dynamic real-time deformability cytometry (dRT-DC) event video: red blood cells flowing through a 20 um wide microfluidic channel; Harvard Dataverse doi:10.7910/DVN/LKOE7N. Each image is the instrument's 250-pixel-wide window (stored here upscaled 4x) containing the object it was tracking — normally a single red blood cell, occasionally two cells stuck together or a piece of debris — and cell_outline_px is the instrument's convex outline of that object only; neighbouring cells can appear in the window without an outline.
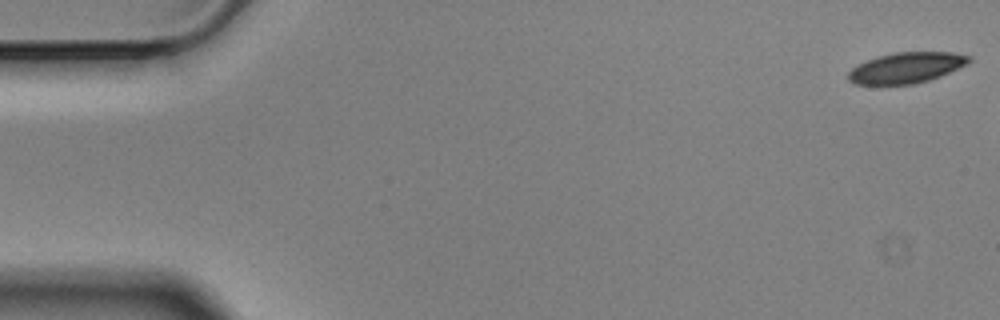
{"species": "Egyptian fruit bat (a non-hibernating species)", "species_latin": "Rousettus aegyptiacus", "temperature_condition": "cold", "stored_images_in_passage": 50, "camera_frame_rate_fps": 3000, "um_per_image_px": 0.085, "animal": {"sex": "male"}, "frame": {"image": 1, "passage_image": 1, "time_ms": 0.0, "image_size_px": [1000, 320], "cell_outline_px": [[972, 60], [968, 64], [940, 76], [916, 84], [856, 84], [848, 80], [848, 72], [852, 68], [868, 60], [880, 56], [896, 52], [952, 52], [972, 56]], "centroid_in_image_um": [77.09, 5.75], "position_along_channel_um": 7.9, "area_um2": 21.44}}
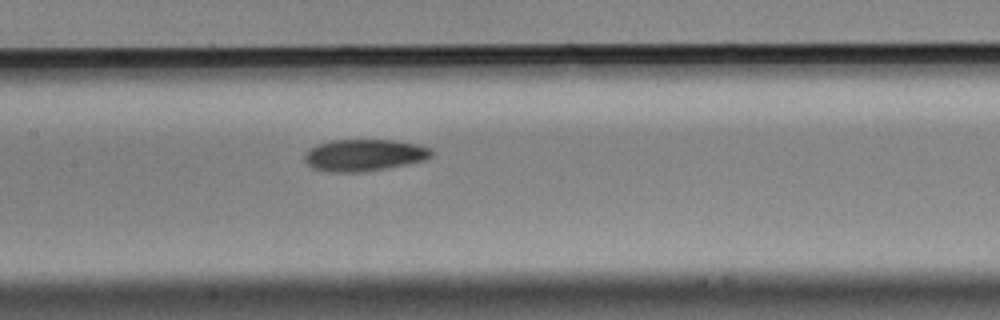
{"frame": {"image": 2, "passage_image": 27, "time_ms": 8.667, "image_size_px": [1000, 320], "cell_outline_px": [[432, 156], [424, 160], [408, 164], [360, 172], [328, 172], [312, 168], [304, 160], [304, 156], [316, 144], [332, 140], [392, 140], [416, 144], [432, 148]], "centroid_in_image_um": [30.95, 13.18], "position_along_channel_um": 176.4, "area_um2": 23.41}}
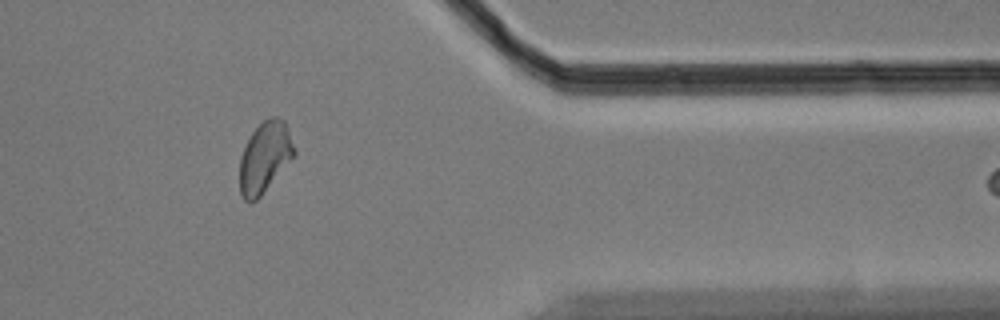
{"frame": {"image": 3, "passage_image": 47, "time_ms": 15.333, "image_size_px": [1000, 320], "cell_outline_px": [[296, 156], [260, 196], [256, 200], [248, 204], [244, 200], [240, 192], [240, 156], [252, 132], [268, 116], [276, 116], [284, 120], [296, 152]], "centroid_in_image_um": [22.51, 13.38], "position_along_channel_um": 388.9, "area_um2": 22.54}}